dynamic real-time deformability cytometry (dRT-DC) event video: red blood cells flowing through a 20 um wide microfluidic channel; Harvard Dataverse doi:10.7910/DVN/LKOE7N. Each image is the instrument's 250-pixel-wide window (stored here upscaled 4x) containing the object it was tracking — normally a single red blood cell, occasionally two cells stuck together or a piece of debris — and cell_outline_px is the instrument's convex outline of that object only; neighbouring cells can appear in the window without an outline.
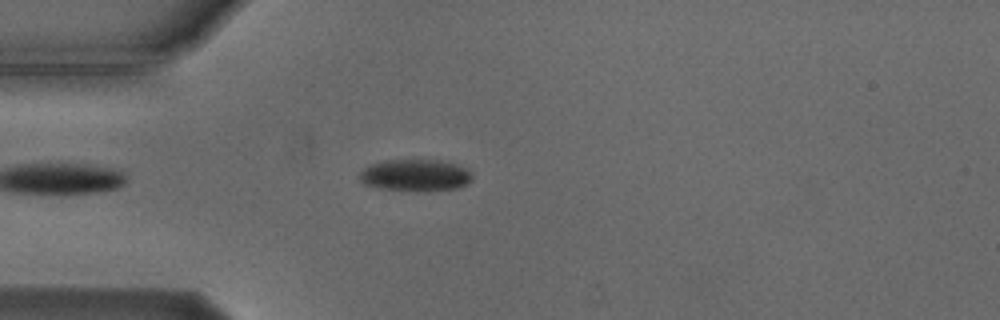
{"species": "Egyptian fruit bat (a non-hibernating species)", "species_latin": "Rousettus aegyptiacus", "temperature_condition": "cold", "stored_images_in_passage": 4, "camera_frame_rate_fps": 3000, "um_per_image_px": 0.085, "animal": {"sex": "male"}, "frame": {"image": 1, "passage_image": 4, "time_ms": 4.333, "image_size_px": [1000, 320], "cell_outline_px": [[472, 180], [468, 184], [460, 188], [424, 192], [416, 192], [380, 188], [360, 184], [360, 172], [364, 168], [372, 164], [388, 160], [440, 160], [456, 164], [468, 168], [472, 172]], "centroid_in_image_um": [35.35, 14.92], "position_along_channel_um": 49.6, "area_um2": 21.44}}